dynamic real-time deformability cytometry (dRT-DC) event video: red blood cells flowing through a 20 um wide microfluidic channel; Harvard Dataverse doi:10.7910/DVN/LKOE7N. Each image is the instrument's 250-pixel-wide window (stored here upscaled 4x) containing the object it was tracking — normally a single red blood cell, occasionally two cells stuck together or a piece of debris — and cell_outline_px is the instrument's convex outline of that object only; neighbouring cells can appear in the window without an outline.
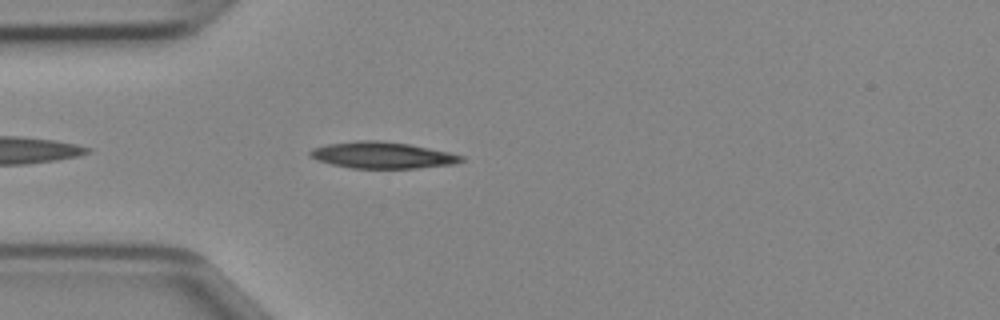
{"species": "Egyptian fruit bat (a non-hibernating species)", "species_latin": "Rousettus aegyptiacus", "temperature_condition": "cold", "stored_images_in_passage": 9, "camera_frame_rate_fps": 3000, "um_per_image_px": 0.085, "animal": {"sex": "female"}, "frame": {"image": 1, "passage_image": 3, "time_ms": 0.667, "image_size_px": [1000, 320], "cell_outline_px": [[464, 160], [452, 164], [416, 168], [352, 168], [332, 164], [316, 160], [308, 156], [308, 152], [312, 148], [328, 144], [356, 140], [380, 140], [408, 144], [448, 152], [464, 156]], "centroid_in_image_um": [32.44, 13.18], "position_along_channel_um": 52.6, "area_um2": 23.24}}